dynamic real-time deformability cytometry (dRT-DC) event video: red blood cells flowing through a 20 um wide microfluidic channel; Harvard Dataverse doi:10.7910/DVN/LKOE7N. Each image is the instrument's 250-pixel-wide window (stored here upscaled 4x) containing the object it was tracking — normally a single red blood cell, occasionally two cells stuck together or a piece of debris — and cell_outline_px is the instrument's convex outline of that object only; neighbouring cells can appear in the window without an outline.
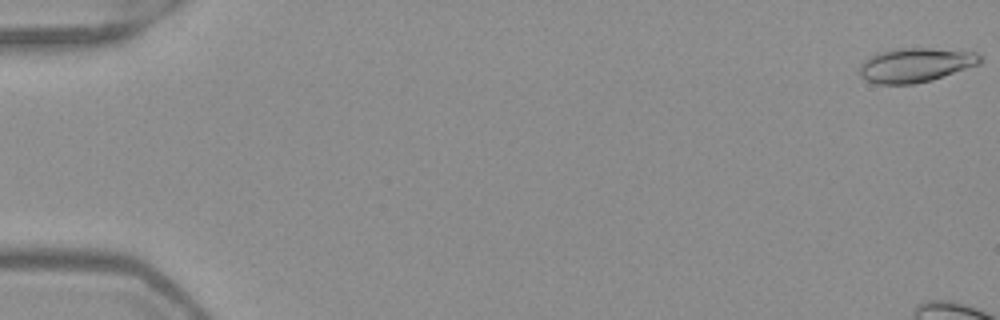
{"species": "Egyptian fruit bat (a non-hibernating species)", "species_latin": "Rousettus aegyptiacus", "temperature_condition": "warm", "stored_images_in_passage": 9, "camera_frame_rate_fps": 3000, "um_per_image_px": 0.085, "frame": {"image": 1, "passage_image": 1, "time_ms": 0.0, "image_size_px": [1000, 320], "cell_outline_px": [[984, 60], [980, 64], [932, 80], [912, 84], [876, 84], [860, 76], [860, 64], [868, 56], [876, 52], [896, 48], [928, 48], [976, 52]], "centroid_in_image_um": [77.81, 5.52], "position_along_channel_um": 7.2, "area_um2": 24.22}}